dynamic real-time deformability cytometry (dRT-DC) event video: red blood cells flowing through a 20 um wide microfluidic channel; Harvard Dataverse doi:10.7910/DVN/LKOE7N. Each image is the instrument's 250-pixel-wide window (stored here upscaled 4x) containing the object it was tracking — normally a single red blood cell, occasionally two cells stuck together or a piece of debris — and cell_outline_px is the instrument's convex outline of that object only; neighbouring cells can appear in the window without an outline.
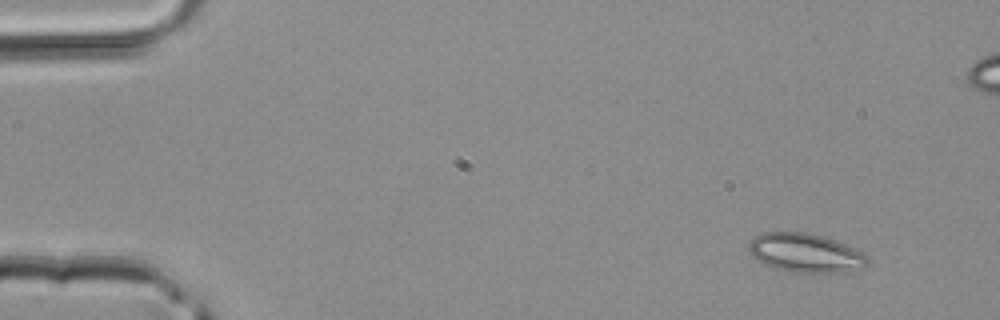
{"species": "common noctule bat (a hibernating species)", "species_latin": "Nyctalus noctula", "temperature_condition": "room temperature", "stored_images_in_passage": 5, "camera_frame_rate_fps": 3000, "um_per_image_px": 0.085, "animal": {"sex": "male", "body_mass_g": 20.4}, "frame": {"image": 1, "passage_image": 5, "time_ms": 1.333, "image_size_px": [1000, 320], "cell_outline_px": [[868, 264], [844, 272], [792, 272], [772, 268], [764, 264], [752, 256], [748, 252], [748, 244], [756, 236], [764, 232], [804, 232], [824, 236], [836, 240], [864, 252], [868, 256]], "centroid_in_image_um": [68.44, 21.49], "position_along_channel_um": 16.6, "area_um2": 26.93}}